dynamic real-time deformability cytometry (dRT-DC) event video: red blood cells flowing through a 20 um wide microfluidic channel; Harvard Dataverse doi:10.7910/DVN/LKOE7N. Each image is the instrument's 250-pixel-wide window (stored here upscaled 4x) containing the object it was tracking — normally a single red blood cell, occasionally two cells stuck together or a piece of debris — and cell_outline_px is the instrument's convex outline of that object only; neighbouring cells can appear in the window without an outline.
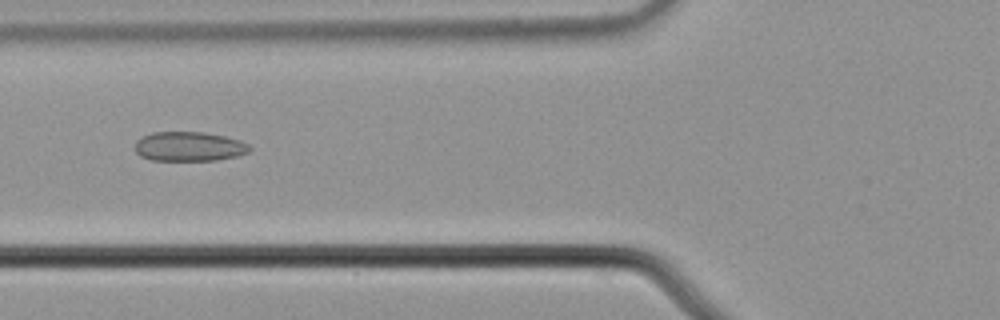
{"species": "common noctule bat (a hibernating species)", "species_latin": "Nyctalus noctula", "temperature_condition": "cold", "stored_images_in_passage": 5, "camera_frame_rate_fps": 3000, "um_per_image_px": 0.085, "animal": {"sex": "male", "body_mass_g": 21.5, "forearm_length_mm": 52.0}, "frame": {"image": 1, "passage_image": 4, "time_ms": 1.0, "image_size_px": [1000, 320], "cell_outline_px": [[252, 148], [248, 152], [240, 156], [216, 160], [152, 160], [140, 156], [136, 152], [136, 140], [152, 132], [204, 132], [224, 136], [240, 140], [248, 144]], "centroid_in_image_um": [16.1, 12.45], "position_along_channel_um": 109.7, "area_um2": 19.71}}
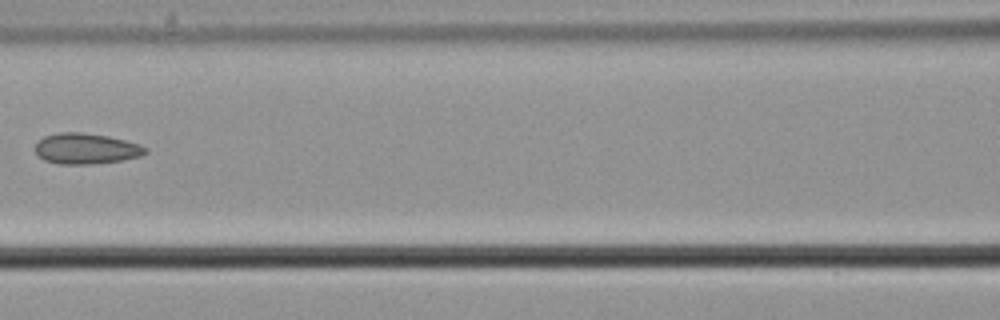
{"frame": {"image": 2, "passage_image": 5, "time_ms": 1.333, "image_size_px": [1000, 320], "cell_outline_px": [[148, 152], [140, 156], [120, 160], [88, 164], [60, 164], [44, 160], [36, 152], [36, 144], [44, 136], [60, 132], [84, 132], [108, 136], [140, 144], [148, 148]], "centroid_in_image_um": [7.33, 12.62], "position_along_channel_um": 159.3, "area_um2": 19.59}}